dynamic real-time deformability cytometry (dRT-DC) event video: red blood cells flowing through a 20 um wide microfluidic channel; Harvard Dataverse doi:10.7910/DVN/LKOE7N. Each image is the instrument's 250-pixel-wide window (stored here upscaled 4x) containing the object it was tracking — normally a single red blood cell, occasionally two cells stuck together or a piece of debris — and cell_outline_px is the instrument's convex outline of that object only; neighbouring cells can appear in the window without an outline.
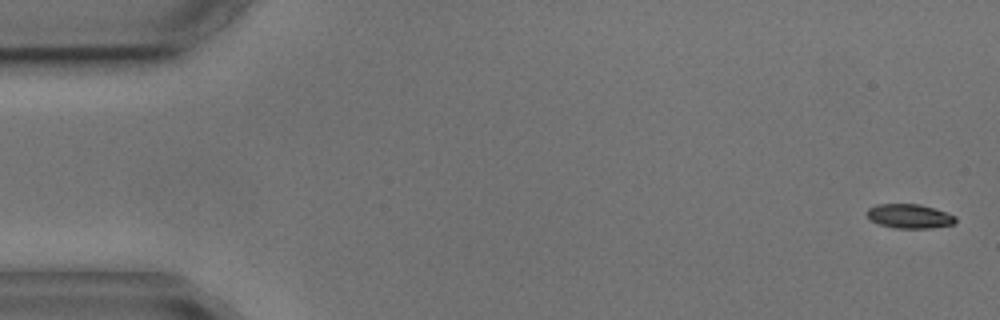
{"species": "common noctule bat (a hibernating species)", "species_latin": "Nyctalus noctula", "temperature_condition": "cold", "stored_images_in_passage": 4, "camera_frame_rate_fps": 3000, "um_per_image_px": 0.085, "animal": {"sex": "male", "body_mass_g": 17.9, "forearm_length_mm": 54.2}, "frame": {"image": 1, "passage_image": 1, "time_ms": 0.0, "image_size_px": [1000, 320], "cell_outline_px": [[956, 220], [952, 224], [928, 228], [892, 228], [880, 224], [872, 220], [868, 216], [868, 208], [876, 204], [920, 204], [956, 216]], "centroid_in_image_um": [77.28, 18.37], "position_along_channel_um": 7.7, "area_um2": 12.25}}
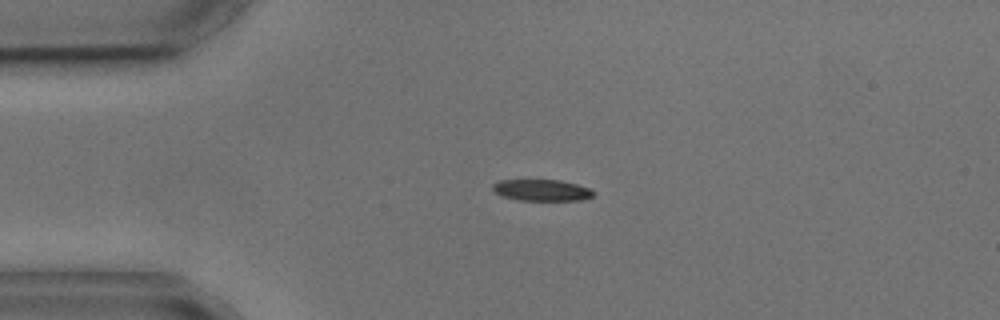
{"frame": {"image": 2, "passage_image": 4, "time_ms": 3.667, "image_size_px": [1000, 320], "cell_outline_px": [[596, 192], [592, 196], [580, 200], [520, 200], [504, 196], [496, 192], [492, 188], [492, 184], [500, 180], [560, 180], [576, 184], [588, 188]], "centroid_in_image_um": [46.06, 16.16], "position_along_channel_um": 38.9, "area_um2": 12.37}}